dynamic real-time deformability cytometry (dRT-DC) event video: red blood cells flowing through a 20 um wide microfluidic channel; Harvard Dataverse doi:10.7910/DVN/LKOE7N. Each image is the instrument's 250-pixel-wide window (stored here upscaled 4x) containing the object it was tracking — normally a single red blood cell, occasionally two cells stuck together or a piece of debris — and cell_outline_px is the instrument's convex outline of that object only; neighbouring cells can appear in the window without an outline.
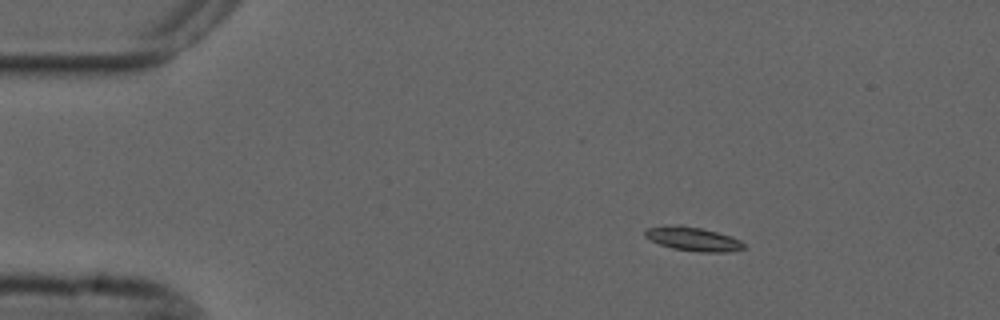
{"species": "common noctule bat (a hibernating species)", "species_latin": "Nyctalus noctula", "temperature_condition": "cold", "stored_images_in_passage": 55, "camera_frame_rate_fps": 3000, "um_per_image_px": 0.085, "animal": {"sex": "male", "forearm_length_mm": 52.5}, "frame": {"image": 1, "passage_image": 9, "time_ms": 2.667, "image_size_px": [1000, 320], "cell_outline_px": [[744, 248], [728, 252], [700, 252], [672, 248], [660, 244], [644, 236], [644, 232], [648, 228], [680, 224], [700, 228], [732, 236], [740, 240], [744, 244]], "centroid_in_image_um": [58.92, 20.31], "position_along_channel_um": 26.1, "area_um2": 13.58}}
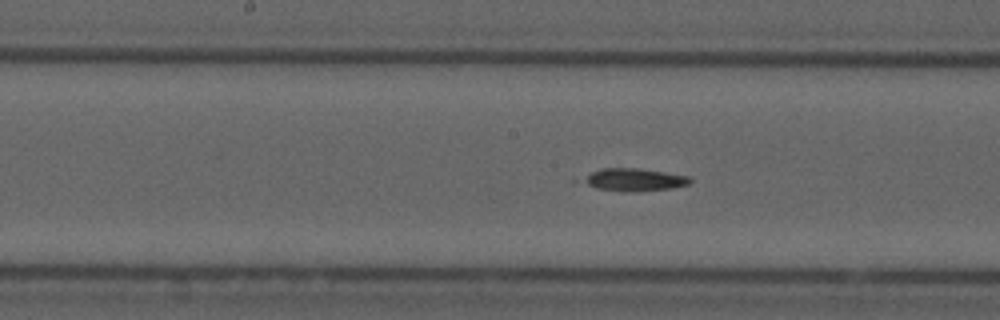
{"frame": {"image": 2, "passage_image": 28, "time_ms": 9.0, "image_size_px": [1000, 320], "cell_outline_px": [[692, 180], [688, 184], [672, 188], [636, 192], [624, 192], [596, 188], [572, 180], [592, 172], [604, 168], [636, 168], [664, 172], [688, 176]], "centroid_in_image_um": [53.77, 15.29], "position_along_channel_um": 194.4, "area_um2": 14.45}}
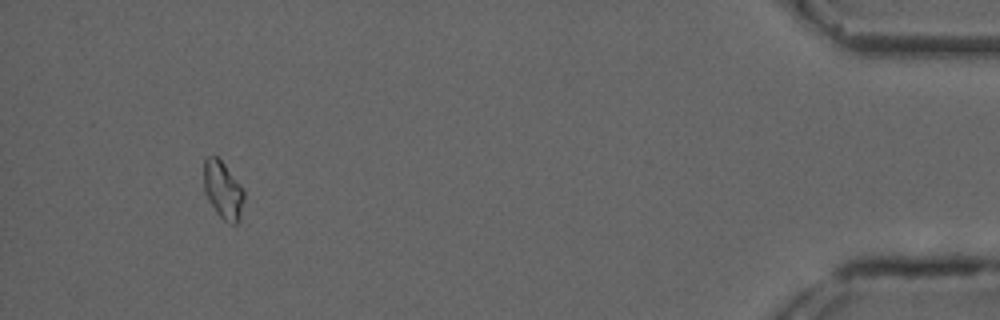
{"frame": {"image": 3, "passage_image": 52, "time_ms": 17.0, "image_size_px": [1000, 320], "cell_outline_px": [[244, 200], [240, 220], [236, 224], [232, 224], [224, 220], [216, 212], [208, 200], [204, 192], [204, 156], [216, 156], [224, 164], [244, 188]], "centroid_in_image_um": [18.96, 16.16], "position_along_channel_um": 416.2, "area_um2": 13.64}, "authors_computed_cell_mechanics": {"area_um2": 13.6986, "velocity_mm_per_s": 3.68, "shape_relaxation_time_tau1_ms": 3.8049, "shape_relaxation_time_tau2_ms": null, "deformation_change_tau1": 0.0645, "deformation_change_tau2": null}}